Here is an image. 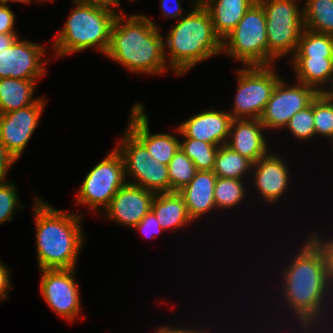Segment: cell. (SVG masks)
<instances>
[{
  "instance_id": "6da1fadb",
  "label": "cell",
  "mask_w": 333,
  "mask_h": 333,
  "mask_svg": "<svg viewBox=\"0 0 333 333\" xmlns=\"http://www.w3.org/2000/svg\"><path fill=\"white\" fill-rule=\"evenodd\" d=\"M296 254L289 266L281 271L282 301L288 307L287 310L293 313L291 316H296L301 333L321 332L317 327H320L322 321L327 322V305L333 302L332 296L330 298L333 290L328 280L326 258L310 236ZM323 316L326 318L323 319Z\"/></svg>"
},
{
  "instance_id": "7a4b0ae2",
  "label": "cell",
  "mask_w": 333,
  "mask_h": 333,
  "mask_svg": "<svg viewBox=\"0 0 333 333\" xmlns=\"http://www.w3.org/2000/svg\"><path fill=\"white\" fill-rule=\"evenodd\" d=\"M127 17L117 15L114 19L105 56L133 73L164 74L170 66L159 25L146 15Z\"/></svg>"
},
{
  "instance_id": "3957f363",
  "label": "cell",
  "mask_w": 333,
  "mask_h": 333,
  "mask_svg": "<svg viewBox=\"0 0 333 333\" xmlns=\"http://www.w3.org/2000/svg\"><path fill=\"white\" fill-rule=\"evenodd\" d=\"M34 218L39 270L76 269L84 245L81 215L57 210L35 196Z\"/></svg>"
},
{
  "instance_id": "277c9868",
  "label": "cell",
  "mask_w": 333,
  "mask_h": 333,
  "mask_svg": "<svg viewBox=\"0 0 333 333\" xmlns=\"http://www.w3.org/2000/svg\"><path fill=\"white\" fill-rule=\"evenodd\" d=\"M192 8L187 16L177 20L164 42V49L169 52L168 66L177 76L222 53V40L214 30L209 12L201 5Z\"/></svg>"
},
{
  "instance_id": "5b68a950",
  "label": "cell",
  "mask_w": 333,
  "mask_h": 333,
  "mask_svg": "<svg viewBox=\"0 0 333 333\" xmlns=\"http://www.w3.org/2000/svg\"><path fill=\"white\" fill-rule=\"evenodd\" d=\"M75 8L63 29L55 36L52 50L57 59L64 55L96 47L105 55L110 43L111 28L116 14L106 9L73 0Z\"/></svg>"
},
{
  "instance_id": "8992f818",
  "label": "cell",
  "mask_w": 333,
  "mask_h": 333,
  "mask_svg": "<svg viewBox=\"0 0 333 333\" xmlns=\"http://www.w3.org/2000/svg\"><path fill=\"white\" fill-rule=\"evenodd\" d=\"M222 53L246 67L274 66L275 60L268 54L265 13L258 1L222 40Z\"/></svg>"
},
{
  "instance_id": "52a82bcc",
  "label": "cell",
  "mask_w": 333,
  "mask_h": 333,
  "mask_svg": "<svg viewBox=\"0 0 333 333\" xmlns=\"http://www.w3.org/2000/svg\"><path fill=\"white\" fill-rule=\"evenodd\" d=\"M257 1L265 13L268 54L274 60L294 55L304 30L303 9L298 7L297 0Z\"/></svg>"
},
{
  "instance_id": "ba28073f",
  "label": "cell",
  "mask_w": 333,
  "mask_h": 333,
  "mask_svg": "<svg viewBox=\"0 0 333 333\" xmlns=\"http://www.w3.org/2000/svg\"><path fill=\"white\" fill-rule=\"evenodd\" d=\"M233 119H260L274 87L281 79L272 66H249L238 69Z\"/></svg>"
},
{
  "instance_id": "9c48e42d",
  "label": "cell",
  "mask_w": 333,
  "mask_h": 333,
  "mask_svg": "<svg viewBox=\"0 0 333 333\" xmlns=\"http://www.w3.org/2000/svg\"><path fill=\"white\" fill-rule=\"evenodd\" d=\"M118 143L116 149L122 156L125 176L131 175V179H135L127 183L155 193L170 192L168 165L151 157L147 148L128 129Z\"/></svg>"
},
{
  "instance_id": "30bf717a",
  "label": "cell",
  "mask_w": 333,
  "mask_h": 333,
  "mask_svg": "<svg viewBox=\"0 0 333 333\" xmlns=\"http://www.w3.org/2000/svg\"><path fill=\"white\" fill-rule=\"evenodd\" d=\"M124 162L116 148L85 176L77 193V204L104 211L117 191L127 183Z\"/></svg>"
},
{
  "instance_id": "8fae6325",
  "label": "cell",
  "mask_w": 333,
  "mask_h": 333,
  "mask_svg": "<svg viewBox=\"0 0 333 333\" xmlns=\"http://www.w3.org/2000/svg\"><path fill=\"white\" fill-rule=\"evenodd\" d=\"M39 271V290L47 305L60 317L70 322L74 321L81 310L79 284L74 277L75 268Z\"/></svg>"
},
{
  "instance_id": "7c38bea8",
  "label": "cell",
  "mask_w": 333,
  "mask_h": 333,
  "mask_svg": "<svg viewBox=\"0 0 333 333\" xmlns=\"http://www.w3.org/2000/svg\"><path fill=\"white\" fill-rule=\"evenodd\" d=\"M280 79L273 89L265 110L260 118L266 129H284L292 116L309 106L318 92L303 83L286 85Z\"/></svg>"
},
{
  "instance_id": "4fadbf2b",
  "label": "cell",
  "mask_w": 333,
  "mask_h": 333,
  "mask_svg": "<svg viewBox=\"0 0 333 333\" xmlns=\"http://www.w3.org/2000/svg\"><path fill=\"white\" fill-rule=\"evenodd\" d=\"M45 100L39 97L32 105L0 114V142L16 160L21 158L36 130L47 102Z\"/></svg>"
},
{
  "instance_id": "5bb4252c",
  "label": "cell",
  "mask_w": 333,
  "mask_h": 333,
  "mask_svg": "<svg viewBox=\"0 0 333 333\" xmlns=\"http://www.w3.org/2000/svg\"><path fill=\"white\" fill-rule=\"evenodd\" d=\"M46 48L19 38L0 51V79L37 80L45 76L48 61L41 62ZM44 63V64H43Z\"/></svg>"
},
{
  "instance_id": "9a60e30c",
  "label": "cell",
  "mask_w": 333,
  "mask_h": 333,
  "mask_svg": "<svg viewBox=\"0 0 333 333\" xmlns=\"http://www.w3.org/2000/svg\"><path fill=\"white\" fill-rule=\"evenodd\" d=\"M155 195V192L126 183L102 213L118 224L134 228L151 211Z\"/></svg>"
},
{
  "instance_id": "2e32d148",
  "label": "cell",
  "mask_w": 333,
  "mask_h": 333,
  "mask_svg": "<svg viewBox=\"0 0 333 333\" xmlns=\"http://www.w3.org/2000/svg\"><path fill=\"white\" fill-rule=\"evenodd\" d=\"M232 120L229 111L205 110L186 119L176 130L182 137L221 146L228 142Z\"/></svg>"
},
{
  "instance_id": "e0dca14e",
  "label": "cell",
  "mask_w": 333,
  "mask_h": 333,
  "mask_svg": "<svg viewBox=\"0 0 333 333\" xmlns=\"http://www.w3.org/2000/svg\"><path fill=\"white\" fill-rule=\"evenodd\" d=\"M127 129L147 148L151 157L168 165L180 148V140L172 134L150 133L148 116L141 104L133 105Z\"/></svg>"
},
{
  "instance_id": "ac0fdd59",
  "label": "cell",
  "mask_w": 333,
  "mask_h": 333,
  "mask_svg": "<svg viewBox=\"0 0 333 333\" xmlns=\"http://www.w3.org/2000/svg\"><path fill=\"white\" fill-rule=\"evenodd\" d=\"M280 155L268 153L253 163L255 188L269 203H275L289 186V170Z\"/></svg>"
},
{
  "instance_id": "d6986e66",
  "label": "cell",
  "mask_w": 333,
  "mask_h": 333,
  "mask_svg": "<svg viewBox=\"0 0 333 333\" xmlns=\"http://www.w3.org/2000/svg\"><path fill=\"white\" fill-rule=\"evenodd\" d=\"M264 130L260 119H233L226 145L255 163L269 153Z\"/></svg>"
},
{
  "instance_id": "ffe728a7",
  "label": "cell",
  "mask_w": 333,
  "mask_h": 333,
  "mask_svg": "<svg viewBox=\"0 0 333 333\" xmlns=\"http://www.w3.org/2000/svg\"><path fill=\"white\" fill-rule=\"evenodd\" d=\"M216 181L217 176L213 171H197L191 182L178 191L192 221L216 209L213 194Z\"/></svg>"
},
{
  "instance_id": "44dd1931",
  "label": "cell",
  "mask_w": 333,
  "mask_h": 333,
  "mask_svg": "<svg viewBox=\"0 0 333 333\" xmlns=\"http://www.w3.org/2000/svg\"><path fill=\"white\" fill-rule=\"evenodd\" d=\"M257 0H210L204 7L209 12L216 34L223 40Z\"/></svg>"
},
{
  "instance_id": "7402d4cb",
  "label": "cell",
  "mask_w": 333,
  "mask_h": 333,
  "mask_svg": "<svg viewBox=\"0 0 333 333\" xmlns=\"http://www.w3.org/2000/svg\"><path fill=\"white\" fill-rule=\"evenodd\" d=\"M291 61L297 82L314 88L318 93L328 92L327 87L322 88L326 83L332 88L333 58L292 57Z\"/></svg>"
},
{
  "instance_id": "603a6c76",
  "label": "cell",
  "mask_w": 333,
  "mask_h": 333,
  "mask_svg": "<svg viewBox=\"0 0 333 333\" xmlns=\"http://www.w3.org/2000/svg\"><path fill=\"white\" fill-rule=\"evenodd\" d=\"M151 211L155 214L163 231L177 230L193 222L188 215L182 196L176 191L156 193Z\"/></svg>"
},
{
  "instance_id": "cb8c5ba5",
  "label": "cell",
  "mask_w": 333,
  "mask_h": 333,
  "mask_svg": "<svg viewBox=\"0 0 333 333\" xmlns=\"http://www.w3.org/2000/svg\"><path fill=\"white\" fill-rule=\"evenodd\" d=\"M36 80H22L16 78L0 79V114L25 108L34 104Z\"/></svg>"
},
{
  "instance_id": "d4e9b609",
  "label": "cell",
  "mask_w": 333,
  "mask_h": 333,
  "mask_svg": "<svg viewBox=\"0 0 333 333\" xmlns=\"http://www.w3.org/2000/svg\"><path fill=\"white\" fill-rule=\"evenodd\" d=\"M304 28L333 36V0H305Z\"/></svg>"
},
{
  "instance_id": "484cf974",
  "label": "cell",
  "mask_w": 333,
  "mask_h": 333,
  "mask_svg": "<svg viewBox=\"0 0 333 333\" xmlns=\"http://www.w3.org/2000/svg\"><path fill=\"white\" fill-rule=\"evenodd\" d=\"M253 167V162L248 158L241 156L238 152L233 151L229 146L221 145L217 150L214 174L217 177L234 178L243 180Z\"/></svg>"
},
{
  "instance_id": "4316f807",
  "label": "cell",
  "mask_w": 333,
  "mask_h": 333,
  "mask_svg": "<svg viewBox=\"0 0 333 333\" xmlns=\"http://www.w3.org/2000/svg\"><path fill=\"white\" fill-rule=\"evenodd\" d=\"M292 57L333 58V36L304 28Z\"/></svg>"
},
{
  "instance_id": "83f0119b",
  "label": "cell",
  "mask_w": 333,
  "mask_h": 333,
  "mask_svg": "<svg viewBox=\"0 0 333 333\" xmlns=\"http://www.w3.org/2000/svg\"><path fill=\"white\" fill-rule=\"evenodd\" d=\"M183 138L180 148L194 162L197 171H213L219 146L193 138Z\"/></svg>"
},
{
  "instance_id": "f1b7e54d",
  "label": "cell",
  "mask_w": 333,
  "mask_h": 333,
  "mask_svg": "<svg viewBox=\"0 0 333 333\" xmlns=\"http://www.w3.org/2000/svg\"><path fill=\"white\" fill-rule=\"evenodd\" d=\"M243 180L234 178L217 177L214 187L216 209H231L241 203L245 197Z\"/></svg>"
},
{
  "instance_id": "f546056e",
  "label": "cell",
  "mask_w": 333,
  "mask_h": 333,
  "mask_svg": "<svg viewBox=\"0 0 333 333\" xmlns=\"http://www.w3.org/2000/svg\"><path fill=\"white\" fill-rule=\"evenodd\" d=\"M196 172L194 162L179 148L168 164L170 192H178L190 183Z\"/></svg>"
},
{
  "instance_id": "4dcf8cb0",
  "label": "cell",
  "mask_w": 333,
  "mask_h": 333,
  "mask_svg": "<svg viewBox=\"0 0 333 333\" xmlns=\"http://www.w3.org/2000/svg\"><path fill=\"white\" fill-rule=\"evenodd\" d=\"M313 116L316 135L333 143V98L328 93H318L313 99Z\"/></svg>"
},
{
  "instance_id": "1f68e13d",
  "label": "cell",
  "mask_w": 333,
  "mask_h": 333,
  "mask_svg": "<svg viewBox=\"0 0 333 333\" xmlns=\"http://www.w3.org/2000/svg\"><path fill=\"white\" fill-rule=\"evenodd\" d=\"M284 129L301 141L309 140L316 136L313 116V100L305 109L296 112L288 121Z\"/></svg>"
},
{
  "instance_id": "d6a6232c",
  "label": "cell",
  "mask_w": 333,
  "mask_h": 333,
  "mask_svg": "<svg viewBox=\"0 0 333 333\" xmlns=\"http://www.w3.org/2000/svg\"><path fill=\"white\" fill-rule=\"evenodd\" d=\"M16 186L7 181H0V224L11 221L15 209L20 205ZM18 205V207H17Z\"/></svg>"
},
{
  "instance_id": "836d02e7",
  "label": "cell",
  "mask_w": 333,
  "mask_h": 333,
  "mask_svg": "<svg viewBox=\"0 0 333 333\" xmlns=\"http://www.w3.org/2000/svg\"><path fill=\"white\" fill-rule=\"evenodd\" d=\"M322 249L326 258L327 275L330 286L333 288V238L325 241L321 238L319 233L313 232L309 235Z\"/></svg>"
},
{
  "instance_id": "e575fe53",
  "label": "cell",
  "mask_w": 333,
  "mask_h": 333,
  "mask_svg": "<svg viewBox=\"0 0 333 333\" xmlns=\"http://www.w3.org/2000/svg\"><path fill=\"white\" fill-rule=\"evenodd\" d=\"M134 229L139 230L144 233L147 237L153 238L154 236H158V234L162 233V228L157 221L155 214L150 211L138 225L134 227Z\"/></svg>"
},
{
  "instance_id": "d590c367",
  "label": "cell",
  "mask_w": 333,
  "mask_h": 333,
  "mask_svg": "<svg viewBox=\"0 0 333 333\" xmlns=\"http://www.w3.org/2000/svg\"><path fill=\"white\" fill-rule=\"evenodd\" d=\"M15 15L6 4L0 3V33H16Z\"/></svg>"
},
{
  "instance_id": "8d00e7d4",
  "label": "cell",
  "mask_w": 333,
  "mask_h": 333,
  "mask_svg": "<svg viewBox=\"0 0 333 333\" xmlns=\"http://www.w3.org/2000/svg\"><path fill=\"white\" fill-rule=\"evenodd\" d=\"M171 3L173 5H171ZM160 9L166 19L179 18L183 12L180 0H160Z\"/></svg>"
},
{
  "instance_id": "74e56055",
  "label": "cell",
  "mask_w": 333,
  "mask_h": 333,
  "mask_svg": "<svg viewBox=\"0 0 333 333\" xmlns=\"http://www.w3.org/2000/svg\"><path fill=\"white\" fill-rule=\"evenodd\" d=\"M16 162V159L6 150L0 142V181H4L9 168Z\"/></svg>"
},
{
  "instance_id": "f35d334b",
  "label": "cell",
  "mask_w": 333,
  "mask_h": 333,
  "mask_svg": "<svg viewBox=\"0 0 333 333\" xmlns=\"http://www.w3.org/2000/svg\"><path fill=\"white\" fill-rule=\"evenodd\" d=\"M10 270L0 261V302L3 299H8L9 288H11L10 282Z\"/></svg>"
},
{
  "instance_id": "ab89813d",
  "label": "cell",
  "mask_w": 333,
  "mask_h": 333,
  "mask_svg": "<svg viewBox=\"0 0 333 333\" xmlns=\"http://www.w3.org/2000/svg\"><path fill=\"white\" fill-rule=\"evenodd\" d=\"M81 1L96 6L98 8L106 9L116 15H121V13L123 14L122 9L120 10L121 11L120 14H118L115 11V9H113L114 7L118 8L120 6L121 0H81Z\"/></svg>"
},
{
  "instance_id": "60d3db41",
  "label": "cell",
  "mask_w": 333,
  "mask_h": 333,
  "mask_svg": "<svg viewBox=\"0 0 333 333\" xmlns=\"http://www.w3.org/2000/svg\"><path fill=\"white\" fill-rule=\"evenodd\" d=\"M207 329H205V330H201V329H185V328H174V327H170L169 325H168V327H167V325H164V326H160L159 328H157L156 330H155V332L154 333H208L207 331H206Z\"/></svg>"
},
{
  "instance_id": "b9f144b4",
  "label": "cell",
  "mask_w": 333,
  "mask_h": 333,
  "mask_svg": "<svg viewBox=\"0 0 333 333\" xmlns=\"http://www.w3.org/2000/svg\"><path fill=\"white\" fill-rule=\"evenodd\" d=\"M18 38L17 33H0V51L10 47Z\"/></svg>"
},
{
  "instance_id": "7bdbcfd3",
  "label": "cell",
  "mask_w": 333,
  "mask_h": 333,
  "mask_svg": "<svg viewBox=\"0 0 333 333\" xmlns=\"http://www.w3.org/2000/svg\"><path fill=\"white\" fill-rule=\"evenodd\" d=\"M23 2L24 4L25 3H31L32 1L31 0H0V3L2 4H8V2Z\"/></svg>"
},
{
  "instance_id": "ee69618b",
  "label": "cell",
  "mask_w": 333,
  "mask_h": 333,
  "mask_svg": "<svg viewBox=\"0 0 333 333\" xmlns=\"http://www.w3.org/2000/svg\"><path fill=\"white\" fill-rule=\"evenodd\" d=\"M208 1L210 0H195V4L193 3V5H201L204 6Z\"/></svg>"
},
{
  "instance_id": "f6af8a7d",
  "label": "cell",
  "mask_w": 333,
  "mask_h": 333,
  "mask_svg": "<svg viewBox=\"0 0 333 333\" xmlns=\"http://www.w3.org/2000/svg\"><path fill=\"white\" fill-rule=\"evenodd\" d=\"M332 98H333V86L332 88H328V92H327Z\"/></svg>"
}]
</instances>
